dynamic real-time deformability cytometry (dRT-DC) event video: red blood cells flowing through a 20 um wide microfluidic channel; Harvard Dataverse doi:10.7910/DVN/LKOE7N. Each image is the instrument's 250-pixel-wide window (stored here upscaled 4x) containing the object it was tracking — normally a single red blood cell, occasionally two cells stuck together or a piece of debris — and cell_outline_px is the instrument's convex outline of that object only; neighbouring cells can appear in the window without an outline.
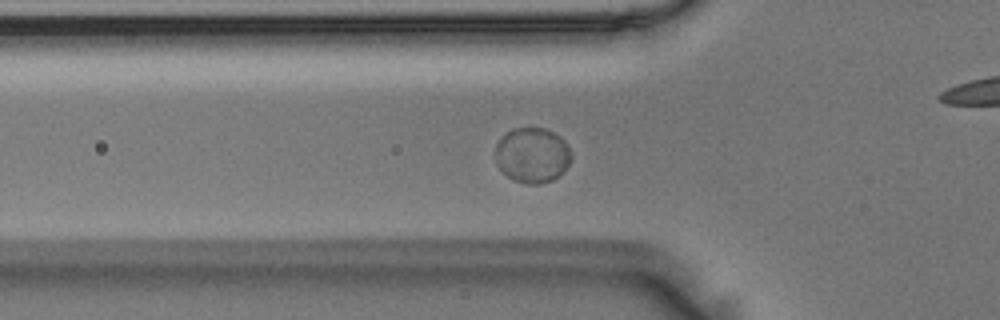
{"species": "Egyptian fruit bat (a non-hibernating species)", "species_latin": "Rousettus aegyptiacus", "temperature_condition": "room temperature", "stored_images_in_passage": 40, "camera_frame_rate_fps": 3000, "um_per_image_px": 0.085, "animal": {"sex": "male"}, "frame": {"image": 1, "passage_image": 2, "time_ms": 0.333, "image_size_px": [1000, 320], "cell_outline_px": [[572, 156], [568, 164], [552, 180], [540, 184], [524, 184], [508, 176], [496, 164], [496, 144], [500, 136], [512, 128], [544, 128], [560, 136], [564, 140], [572, 152]], "centroid_in_image_um": [45.23, 13.16], "position_along_channel_um": 80.6, "area_um2": 24.33}}
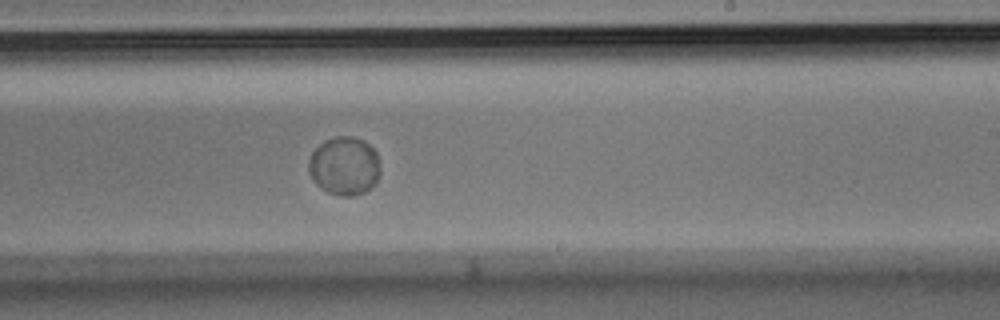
{"frame": {"image": 2, "passage_image": 17, "time_ms": 5.333, "image_size_px": [1000, 320], "cell_outline_px": [[380, 176], [376, 184], [364, 192], [356, 196], [340, 196], [328, 192], [320, 188], [312, 180], [308, 172], [308, 160], [312, 152], [324, 140], [336, 136], [352, 136], [364, 140], [376, 152], [380, 164]], "centroid_in_image_um": [29.27, 14.12], "position_along_channel_um": 259.7, "area_um2": 24.85}}
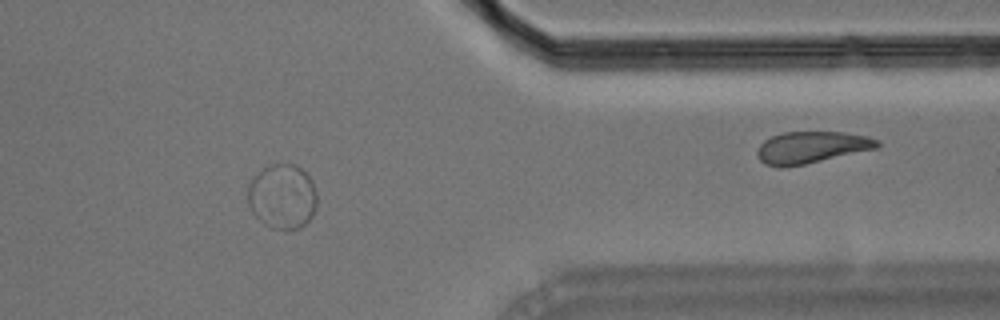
{"frame": {"image": 3, "passage_image": 29, "time_ms": 9.333, "image_size_px": [1000, 320], "cell_outline_px": [[316, 208], [312, 216], [300, 228], [288, 232], [272, 228], [264, 224], [252, 212], [248, 204], [248, 184], [264, 168], [272, 164], [296, 164], [312, 180], [316, 192]], "centroid_in_image_um": [24.01, 16.74], "position_along_channel_um": 387.4, "area_um2": 26.24}, "authors_computed_cell_mechanics": {"area_um2": 24.6228, "velocity_mm_per_s": 3.5758, "shape_relaxation_time_tau1_ms": 1.8657, "shape_relaxation_time_tau2_ms": null, "deformation_change_tau1": 0.0096, "deformation_change_tau2": null}}